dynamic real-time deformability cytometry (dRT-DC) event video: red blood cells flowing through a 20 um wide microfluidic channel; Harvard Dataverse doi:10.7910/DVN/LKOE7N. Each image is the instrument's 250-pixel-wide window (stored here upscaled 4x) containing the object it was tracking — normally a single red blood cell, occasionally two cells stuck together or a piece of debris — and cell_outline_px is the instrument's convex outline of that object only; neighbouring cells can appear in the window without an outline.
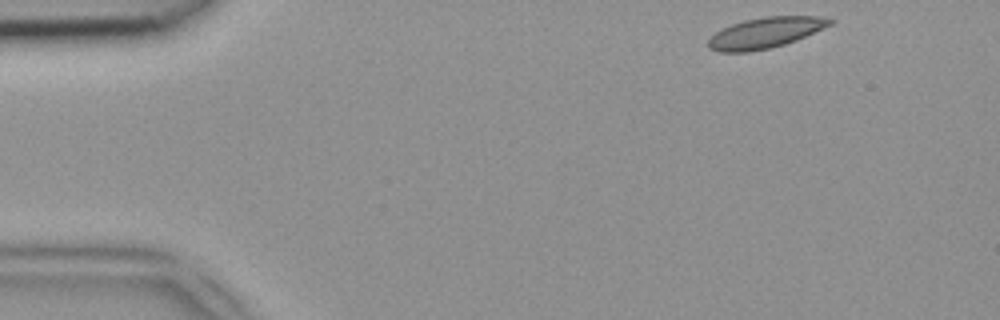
{"species": "common noctule bat (a hibernating species)", "species_latin": "Nyctalus noctula", "temperature_condition": "room temperature", "stored_images_in_passage": 44, "camera_frame_rate_fps": 3000, "um_per_image_px": 0.085, "animal": {"sex": "female", "body_mass_g": 18.4}, "frame": {"image": 1, "passage_image": 1, "time_ms": 0.0, "image_size_px": [1000, 320], "cell_outline_px": [[836, 20], [832, 24], [796, 40], [772, 48], [748, 52], [720, 52], [708, 48], [708, 40], [716, 32], [732, 24], [744, 20], [764, 16], [816, 16]], "centroid_in_image_um": [65.05, 2.79], "position_along_channel_um": 20.0, "area_um2": 21.68}}
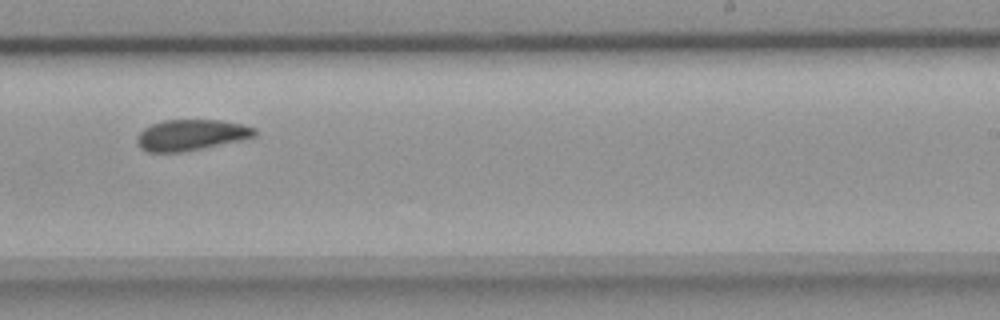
{"frame": {"image": 2, "passage_image": 26, "time_ms": 8.333, "image_size_px": [1000, 320], "cell_outline_px": [[256, 136], [240, 140], [184, 152], [148, 152], [140, 148], [136, 140], [136, 136], [144, 128], [152, 124], [164, 120], [220, 120], [244, 124], [256, 128]], "centroid_in_image_um": [16.24, 11.47], "position_along_channel_um": 272.8, "area_um2": 21.27}}
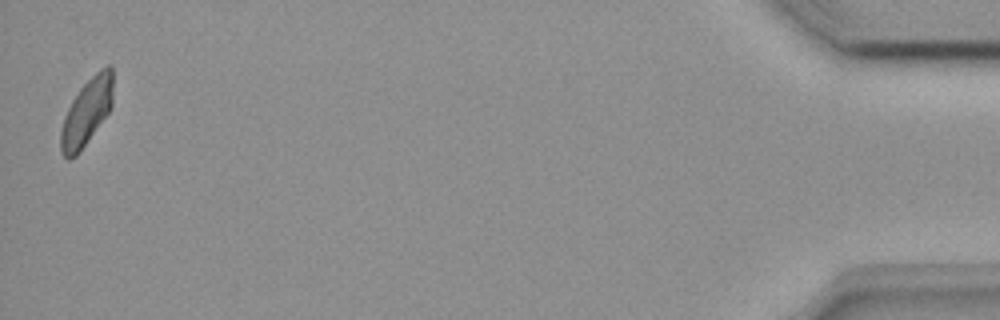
{"frame": {"image": 3, "passage_image": 44, "time_ms": 14.333, "image_size_px": [1000, 320], "cell_outline_px": [[112, 104], [108, 112], [76, 156], [68, 160], [60, 152], [60, 132], [64, 116], [72, 100], [80, 88], [100, 68], [108, 64], [112, 64]], "centroid_in_image_um": [7.35, 9.51], "position_along_channel_um": 427.9, "area_um2": 20.06}}